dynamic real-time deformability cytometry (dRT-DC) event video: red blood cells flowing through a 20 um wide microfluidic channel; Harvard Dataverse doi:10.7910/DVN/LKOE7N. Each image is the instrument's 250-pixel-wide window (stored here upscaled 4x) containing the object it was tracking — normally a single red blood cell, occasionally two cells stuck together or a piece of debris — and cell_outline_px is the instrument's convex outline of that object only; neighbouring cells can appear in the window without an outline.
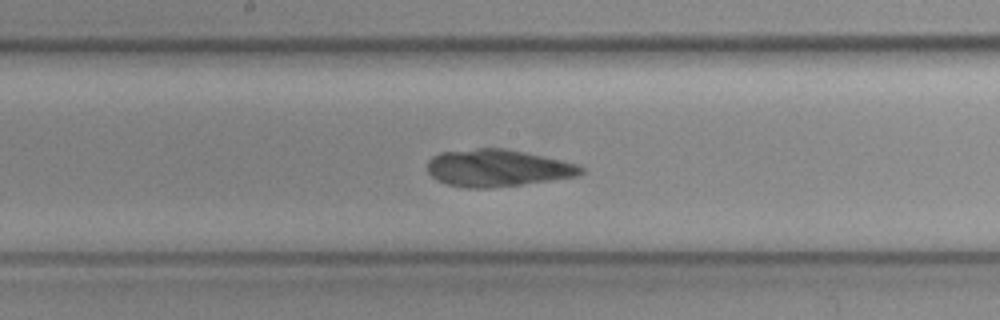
{"species": "common noctule bat (a hibernating species)", "species_latin": "Nyctalus noctula", "temperature_condition": "cold", "stored_images_in_passage": 25, "camera_frame_rate_fps": 3000, "um_per_image_px": 0.085, "animal": {"sex": "female", "body_mass_g": 19.3, "forearm_length_mm": 54.1}, "frame": {"image": 1, "passage_image": 11, "time_ms": 3.333, "image_size_px": [1000, 320], "cell_outline_px": [[584, 172], [576, 176], [520, 184], [488, 188], [468, 188], [448, 184], [436, 180], [428, 172], [428, 160], [432, 156], [440, 152], [476, 148], [504, 148], [544, 156], [576, 164], [584, 168]], "centroid_in_image_um": [42.24, 14.27], "position_along_channel_um": 206.0, "area_um2": 32.95}}
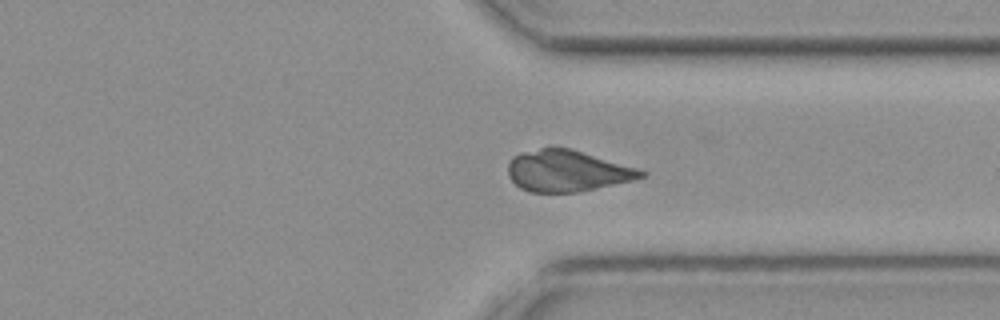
{"frame": {"image": 2, "passage_image": 22, "time_ms": 7.0, "image_size_px": [1000, 320], "cell_outline_px": [[648, 172], [644, 176], [632, 180], [580, 192], [528, 192], [520, 188], [508, 176], [508, 164], [512, 156], [520, 152], [552, 144], [572, 148], [640, 168]], "centroid_in_image_um": [48.2, 14.48], "position_along_channel_um": 363.2, "area_um2": 32.95}}